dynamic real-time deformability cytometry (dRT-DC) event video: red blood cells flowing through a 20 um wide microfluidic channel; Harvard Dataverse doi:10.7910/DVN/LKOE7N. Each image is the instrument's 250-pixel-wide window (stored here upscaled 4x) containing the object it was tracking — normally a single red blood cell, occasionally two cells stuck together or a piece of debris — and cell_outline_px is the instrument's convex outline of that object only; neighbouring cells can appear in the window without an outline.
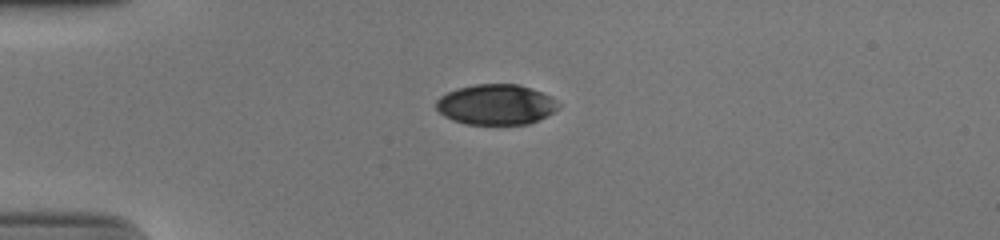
{"species": "human", "species_latin": "Homo sapiens", "temperature_condition": "cold", "stored_images_in_passage": 40, "camera_frame_rate_fps": 3000, "um_per_image_px": 0.085, "donor": {"sex": "male"}, "frame": {"image": 1, "passage_image": 1, "time_ms": 0.0, "image_size_px": [1000, 240], "cell_outline_px": [[560, 108], [528, 124], [464, 124], [452, 120], [444, 116], [436, 108], [436, 100], [440, 96], [456, 88], [476, 84], [520, 84], [532, 88], [552, 96], [560, 104]], "centroid_in_image_um": [42.15, 8.87], "position_along_channel_um": 42.8, "area_um2": 28.9}}
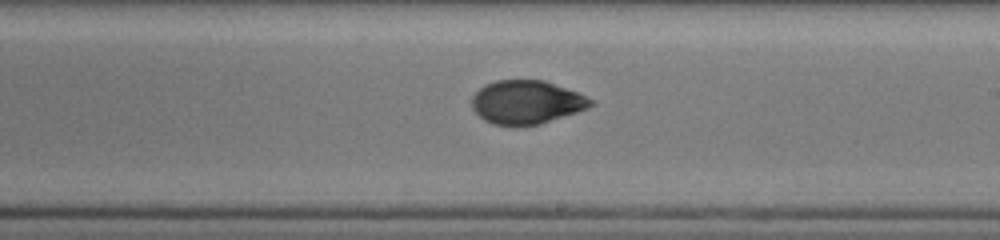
{"frame": {"image": 2, "passage_image": 19, "time_ms": 6.0, "image_size_px": [1000, 240], "cell_outline_px": [[596, 104], [588, 108], [540, 124], [492, 124], [484, 120], [472, 108], [472, 96], [484, 84], [496, 80], [544, 80], [576, 92], [596, 100]], "centroid_in_image_um": [44.77, 8.67], "position_along_channel_um": 244.2, "area_um2": 29.88}}
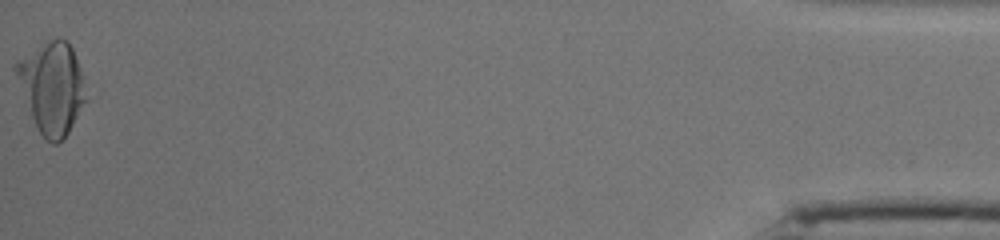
{"frame": {"image": 3, "passage_image": 40, "time_ms": 13.0, "image_size_px": [1000, 240], "cell_outline_px": [[88, 100], [68, 132], [56, 144], [52, 144], [44, 140], [32, 116], [16, 72], [16, 60], [44, 40], [64, 40], [72, 48], [84, 76]], "centroid_in_image_um": [4.47, 7.43], "position_along_channel_um": 430.7, "area_um2": 36.7}, "authors_computed_cell_mechanics": {"area_um2": 30.345, "velocity_mm_per_s": 3.9172, "shape_relaxation_time_tau1_ms": 3.4343, "shape_relaxation_time_tau2_ms": 1.7569, "deformation_change_tau1": 0.137, "deformation_change_tau2": 0.0505}}